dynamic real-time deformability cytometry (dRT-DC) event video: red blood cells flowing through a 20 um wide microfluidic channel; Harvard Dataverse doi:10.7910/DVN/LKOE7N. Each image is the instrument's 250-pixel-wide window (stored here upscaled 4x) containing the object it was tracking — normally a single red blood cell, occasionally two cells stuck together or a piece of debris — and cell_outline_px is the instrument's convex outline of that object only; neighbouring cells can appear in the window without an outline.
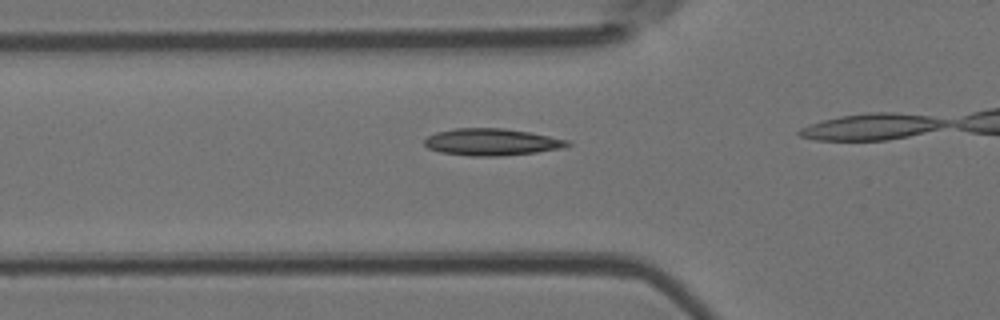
{"species": "Egyptian fruit bat (a non-hibernating species)", "species_latin": "Rousettus aegyptiacus", "temperature_condition": "room temperature", "stored_images_in_passage": 6, "camera_frame_rate_fps": 3000, "um_per_image_px": 0.085, "animal": {"sex": "female"}, "frame": {"image": 1, "passage_image": 2, "time_ms": 0.333, "image_size_px": [1000, 320], "cell_outline_px": [[572, 144], [564, 148], [536, 152], [500, 156], [472, 156], [440, 152], [428, 148], [424, 144], [424, 140], [428, 136], [436, 132], [456, 128], [504, 128], [528, 132], [568, 140]], "centroid_in_image_um": [41.79, 12.07], "position_along_channel_um": 84.0, "area_um2": 22.37}}
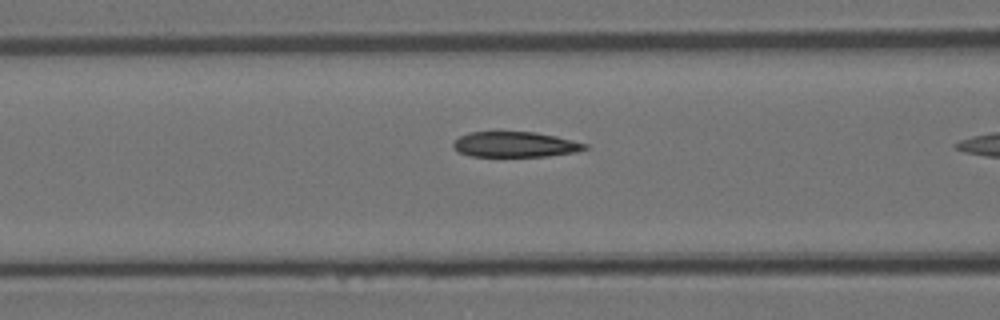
{"frame": {"image": 2, "passage_image": 5, "time_ms": 1.333, "image_size_px": [1000, 320], "cell_outline_px": [[588, 148], [576, 152], [548, 156], [472, 156], [456, 152], [452, 148], [452, 144], [460, 136], [468, 132], [536, 132], [556, 136], [588, 144]], "centroid_in_image_um": [43.77, 12.28], "position_along_channel_um": 122.8, "area_um2": 19.54}}